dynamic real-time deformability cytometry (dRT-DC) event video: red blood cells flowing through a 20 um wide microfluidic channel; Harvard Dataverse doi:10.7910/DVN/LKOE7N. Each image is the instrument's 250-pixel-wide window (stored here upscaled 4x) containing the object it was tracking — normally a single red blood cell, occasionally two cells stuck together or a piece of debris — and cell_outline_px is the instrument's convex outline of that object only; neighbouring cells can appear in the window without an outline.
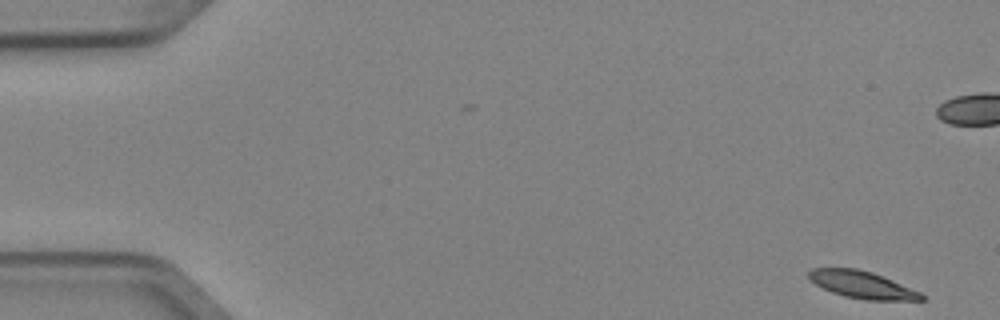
{"species": "Egyptian fruit bat (a non-hibernating species)", "species_latin": "Rousettus aegyptiacus", "temperature_condition": "cold", "stored_images_in_passage": 8, "camera_frame_rate_fps": 3000, "um_per_image_px": 0.085, "animal": {"sex": "female"}, "frame": {"image": 1, "passage_image": 1, "time_ms": 0.0, "image_size_px": [1000, 320], "cell_outline_px": [[924, 300], [864, 300], [844, 296], [832, 292], [808, 280], [808, 272], [812, 268], [856, 268], [872, 272], [892, 280], [920, 292], [924, 296]], "centroid_in_image_um": [73.25, 24.2], "position_along_channel_um": 11.8, "area_um2": 17.74}}